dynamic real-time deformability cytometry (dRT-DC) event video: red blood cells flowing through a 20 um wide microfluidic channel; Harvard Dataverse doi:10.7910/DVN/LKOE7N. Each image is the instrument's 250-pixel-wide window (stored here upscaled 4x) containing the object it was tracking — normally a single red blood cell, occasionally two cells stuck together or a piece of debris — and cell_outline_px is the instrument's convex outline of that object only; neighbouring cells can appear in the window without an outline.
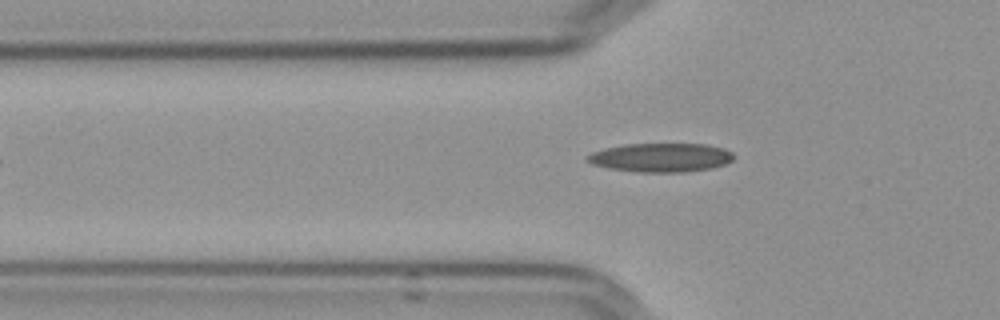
{"species": "Egyptian fruit bat (a non-hibernating species)", "species_latin": "Rousettus aegyptiacus", "temperature_condition": "cold", "stored_images_in_passage": 36, "camera_frame_rate_fps": 3000, "um_per_image_px": 0.085, "frame": {"image": 1, "passage_image": 3, "time_ms": 0.667, "image_size_px": [1000, 320], "cell_outline_px": [[736, 156], [732, 160], [724, 164], [712, 168], [684, 172], [640, 172], [608, 168], [592, 164], [584, 160], [584, 156], [592, 152], [604, 148], [624, 144], [708, 144], [724, 148], [732, 152]], "centroid_in_image_um": [56.15, 13.38], "position_along_channel_um": 69.6, "area_um2": 24.85}}
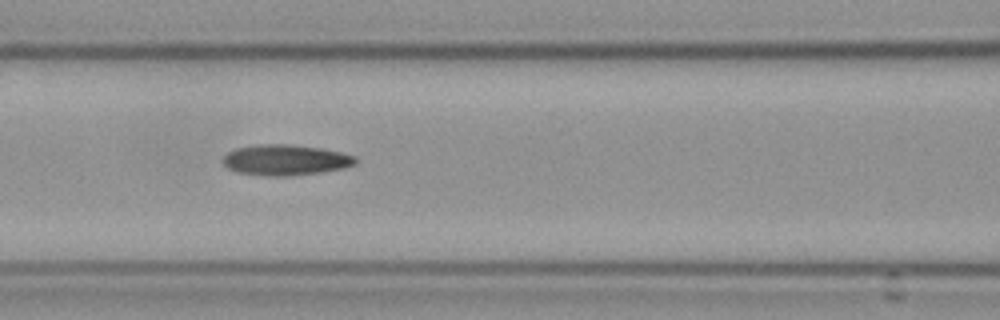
{"frame": {"image": 2, "passage_image": 9, "time_ms": 2.667, "image_size_px": [1000, 320], "cell_outline_px": [[356, 164], [344, 168], [320, 172], [292, 176], [268, 176], [236, 172], [228, 168], [224, 164], [224, 156], [228, 152], [236, 148], [256, 144], [288, 144], [320, 148], [340, 152], [356, 156]], "centroid_in_image_um": [24.27, 13.6], "position_along_channel_um": 142.3, "area_um2": 23.7}}
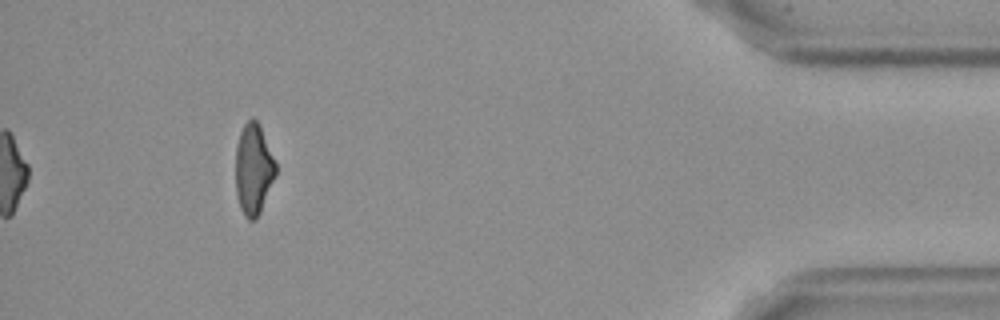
{"frame": {"image": 3, "passage_image": 36, "time_ms": 11.667, "image_size_px": [1000, 320], "cell_outline_px": [[276, 176], [260, 212], [256, 220], [248, 220], [244, 216], [240, 208], [236, 192], [236, 148], [240, 132], [244, 124], [252, 116], [260, 124], [276, 164]], "centroid_in_image_um": [21.55, 14.39], "position_along_channel_um": 413.7, "area_um2": 21.33}, "authors_computed_cell_mechanics": {"area_um2": 22.8021, "velocity_mm_per_s": 3.6289, "shape_relaxation_time_tau1_ms": null, "shape_relaxation_time_tau2_ms": 4.1736, "deformation_change_tau1": null, "deformation_change_tau2": 0.1354}}